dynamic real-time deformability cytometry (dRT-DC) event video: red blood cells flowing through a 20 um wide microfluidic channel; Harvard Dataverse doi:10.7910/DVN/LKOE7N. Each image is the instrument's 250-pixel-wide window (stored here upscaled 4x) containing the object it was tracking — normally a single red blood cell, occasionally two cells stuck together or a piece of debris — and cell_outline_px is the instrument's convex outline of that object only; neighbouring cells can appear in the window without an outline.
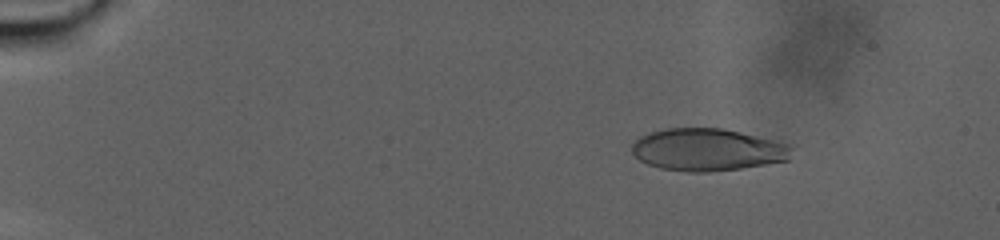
{"species": "human", "species_latin": "Homo sapiens", "temperature_condition": "warm", "stored_images_in_passage": 103, "camera_frame_rate_fps": 3000, "um_per_image_px": 0.085, "donor": {"sex": "male"}, "frame": {"image": 1, "passage_image": 16, "time_ms": 5.0, "image_size_px": [1000, 240], "cell_outline_px": [[792, 148], [788, 160], [740, 168], [708, 172], [688, 172], [660, 168], [648, 164], [640, 160], [632, 152], [632, 144], [640, 136], [652, 132], [668, 128], [724, 128], [780, 140], [788, 144]], "centroid_in_image_um": [60.17, 12.71], "position_along_channel_um": 24.8, "area_um2": 39.48}}
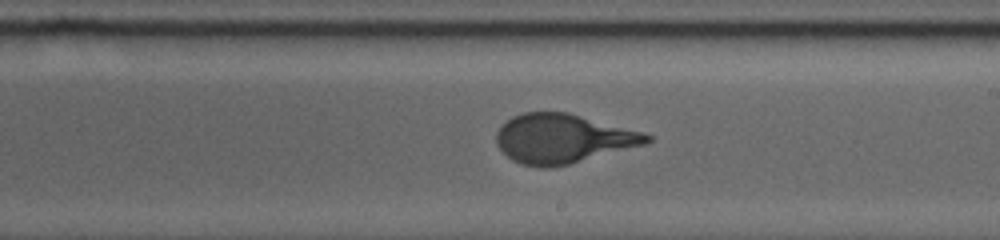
{"frame": {"image": 2, "passage_image": 64, "time_ms": 21.0, "image_size_px": [1000, 240], "cell_outline_px": [[652, 140], [644, 144], [568, 164], [552, 168], [540, 168], [520, 164], [512, 160], [496, 144], [496, 132], [512, 116], [524, 112], [568, 112], [644, 132], [652, 136]], "centroid_in_image_um": [47.82, 11.78], "position_along_channel_um": 241.2, "area_um2": 42.89}}
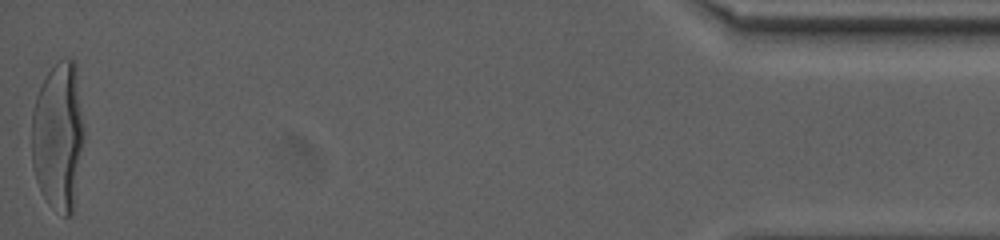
{"frame": {"image": 3, "passage_image": 103, "time_ms": 34.0, "image_size_px": [1000, 240], "cell_outline_px": [[84, 136], [72, 216], [64, 216], [48, 204], [36, 180], [32, 164], [32, 112], [36, 96], [40, 84], [48, 72], [60, 60], [72, 60], [76, 64], [84, 128]], "centroid_in_image_um": [4.95, 11.58], "position_along_channel_um": 430.3, "area_um2": 45.26}, "authors_computed_cell_mechanics": {"area_um2": 42.5986, "velocity_mm_per_s": 2.077, "shape_relaxation_time_tau1_ms": 9.6433, "shape_relaxation_time_tau2_ms": null, "deformation_change_tau1": 0.3037, "deformation_change_tau2": null}}